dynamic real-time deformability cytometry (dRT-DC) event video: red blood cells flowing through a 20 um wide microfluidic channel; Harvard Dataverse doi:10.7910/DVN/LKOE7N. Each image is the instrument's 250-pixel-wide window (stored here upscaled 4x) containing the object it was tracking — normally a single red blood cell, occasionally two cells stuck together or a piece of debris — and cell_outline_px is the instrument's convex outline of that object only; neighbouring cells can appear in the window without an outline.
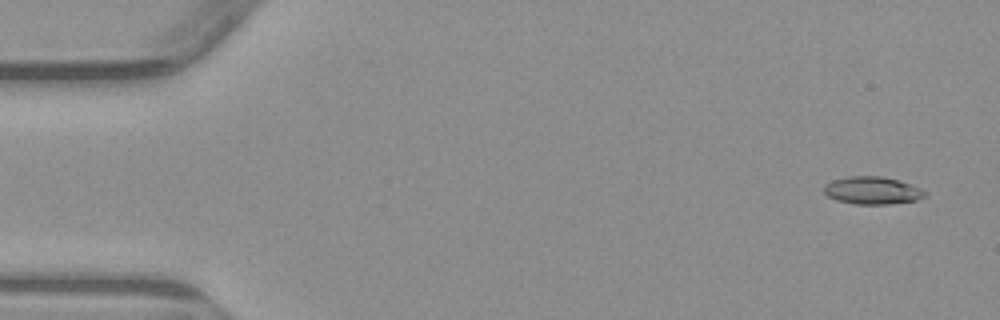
{"species": "common noctule bat (a hibernating species)", "species_latin": "Nyctalus noctula", "temperature_condition": "warm", "stored_images_in_passage": 5, "camera_frame_rate_fps": 3000, "um_per_image_px": 0.085, "animal": {"sex": "male", "body_mass_g": 23.1, "forearm_length_mm": 52.7}, "frame": {"image": 1, "passage_image": 1, "time_ms": 0.0, "image_size_px": [1000, 320], "cell_outline_px": [[928, 192], [924, 196], [916, 200], [888, 204], [856, 204], [836, 200], [828, 196], [824, 192], [824, 184], [832, 180], [848, 176], [884, 176], [900, 180], [920, 188]], "centroid_in_image_um": [74.14, 16.18], "position_along_channel_um": 10.9, "area_um2": 16.3}}
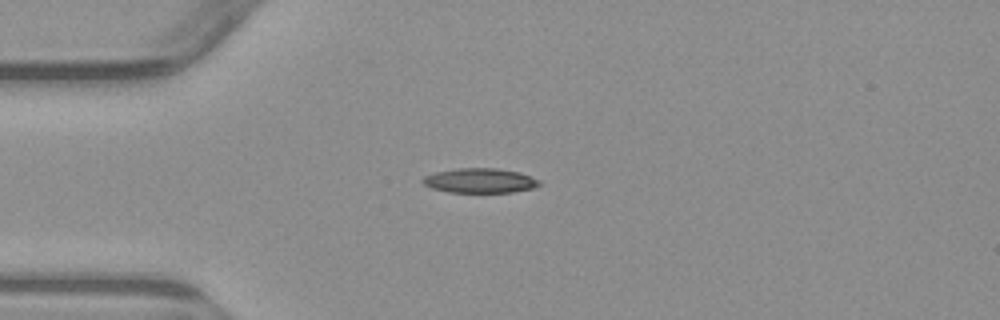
{"frame": {"image": 2, "passage_image": 4, "time_ms": 3.667, "image_size_px": [1000, 320], "cell_outline_px": [[540, 184], [532, 188], [512, 192], [448, 192], [432, 188], [424, 184], [420, 180], [424, 176], [436, 172], [456, 168], [496, 168], [520, 172], [540, 180]], "centroid_in_image_um": [40.78, 15.34], "position_along_channel_um": 44.2, "area_um2": 16.7}}
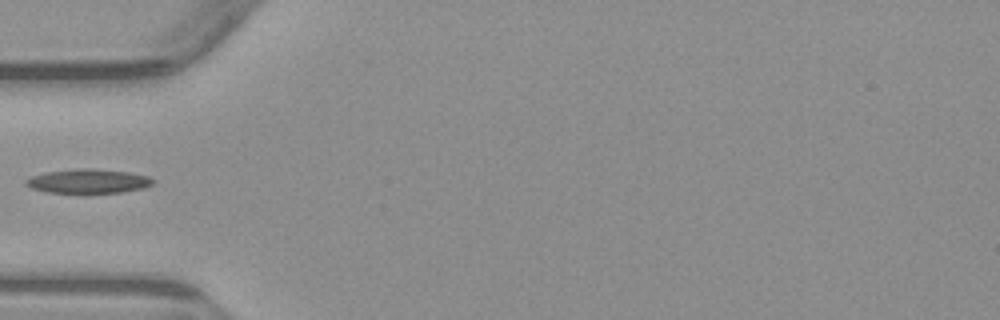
{"frame": {"image": 3, "passage_image": 5, "time_ms": 5.0, "image_size_px": [1000, 320], "cell_outline_px": [[156, 180], [152, 184], [144, 188], [120, 192], [88, 196], [84, 196], [48, 192], [32, 188], [24, 184], [24, 180], [32, 176], [44, 172], [80, 168], [92, 168], [128, 172], [148, 176]], "centroid_in_image_um": [7.48, 15.44], "position_along_channel_um": 77.5, "area_um2": 18.84}}